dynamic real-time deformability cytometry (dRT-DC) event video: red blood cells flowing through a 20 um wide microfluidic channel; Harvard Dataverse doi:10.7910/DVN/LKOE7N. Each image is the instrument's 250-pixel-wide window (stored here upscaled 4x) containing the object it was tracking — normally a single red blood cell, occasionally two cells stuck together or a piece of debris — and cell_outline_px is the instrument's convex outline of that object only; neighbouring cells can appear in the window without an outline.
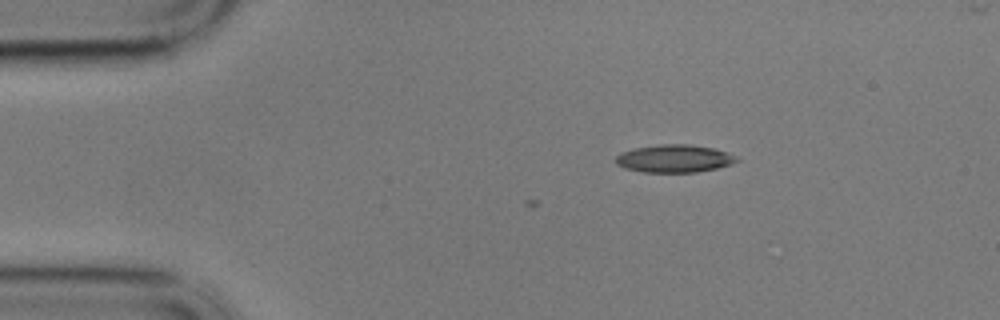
{"species": "common noctule bat (a hibernating species)", "species_latin": "Nyctalus noctula", "temperature_condition": "cold", "stored_images_in_passage": 9, "camera_frame_rate_fps": 3000, "um_per_image_px": 0.085, "animal": {"sex": "male", "body_mass_g": 17.9}, "frame": {"image": 1, "passage_image": 1, "time_ms": 0.0, "image_size_px": [1000, 320], "cell_outline_px": [[740, 160], [732, 164], [716, 168], [696, 172], [644, 172], [624, 168], [616, 164], [616, 156], [620, 152], [636, 148], [660, 144], [692, 144], [716, 148], [736, 156]], "centroid_in_image_um": [57.33, 13.47], "position_along_channel_um": 27.7, "area_um2": 19.65}}